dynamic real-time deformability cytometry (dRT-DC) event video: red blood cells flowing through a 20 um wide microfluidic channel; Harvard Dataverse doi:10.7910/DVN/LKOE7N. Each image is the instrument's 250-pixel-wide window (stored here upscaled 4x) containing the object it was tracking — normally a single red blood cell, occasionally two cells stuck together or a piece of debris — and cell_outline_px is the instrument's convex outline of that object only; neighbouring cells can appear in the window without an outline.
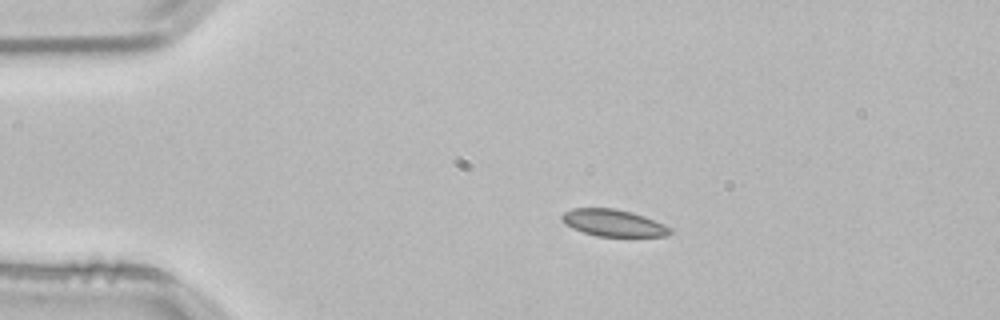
{"species": "common noctule bat (a hibernating species)", "species_latin": "Nyctalus noctula", "temperature_condition": "room temperature", "stored_images_in_passage": 44, "camera_frame_rate_fps": 3000, "um_per_image_px": 0.085, "animal": {"sex": "male", "body_mass_g": 21.5, "forearm_length_mm": 52.0}, "frame": {"image": 1, "passage_image": 1, "time_ms": 0.0, "image_size_px": [1000, 320], "cell_outline_px": [[672, 232], [668, 236], [596, 236], [572, 228], [560, 220], [560, 216], [564, 212], [572, 208], [616, 208], [632, 212], [644, 216], [664, 224], [672, 228]], "centroid_in_image_um": [52.13, 18.94], "position_along_channel_um": 32.9, "area_um2": 17.05}}
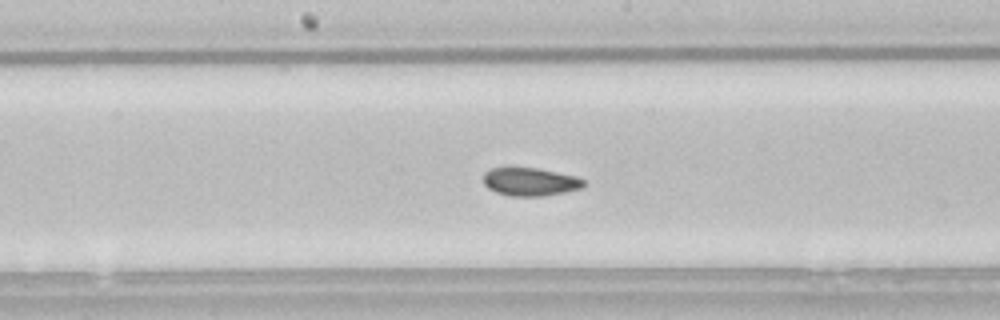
{"frame": {"image": 2, "passage_image": 18, "time_ms": 5.667, "image_size_px": [1000, 320], "cell_outline_px": [[588, 184], [580, 188], [564, 192], [544, 196], [512, 196], [496, 192], [488, 188], [484, 184], [484, 172], [488, 168], [540, 168], [576, 176], [584, 180]], "centroid_in_image_um": [45.08, 15.44], "position_along_channel_um": 203.1, "area_um2": 16.53}}
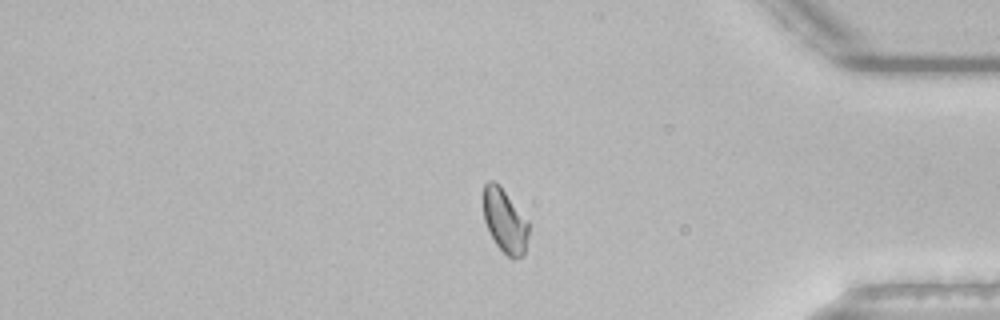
{"frame": {"image": 3, "passage_image": 35, "time_ms": 11.333, "image_size_px": [1000, 320], "cell_outline_px": [[528, 236], [524, 256], [512, 260], [496, 244], [484, 220], [484, 184], [488, 180], [496, 180], [500, 184], [528, 220]], "centroid_in_image_um": [42.93, 18.75], "position_along_channel_um": 392.3, "area_um2": 16.94}, "authors_computed_cell_mechanics": {"area_um2": 17.1955, "velocity_mm_per_s": 3.8077, "shape_relaxation_time_tau1_ms": 3.201, "shape_relaxation_time_tau2_ms": 1.233, "deformation_change_tau1": 0.0869, "deformation_change_tau2": 0.0665}}